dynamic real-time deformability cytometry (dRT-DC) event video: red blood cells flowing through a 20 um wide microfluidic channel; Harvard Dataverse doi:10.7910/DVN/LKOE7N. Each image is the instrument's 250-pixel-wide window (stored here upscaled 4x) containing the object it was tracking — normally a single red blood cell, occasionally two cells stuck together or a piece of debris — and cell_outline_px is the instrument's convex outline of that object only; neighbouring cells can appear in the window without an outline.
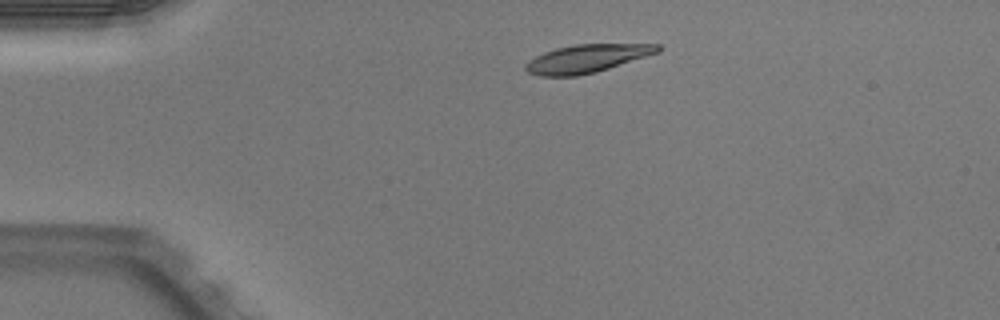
{"species": "Egyptian fruit bat (a non-hibernating species)", "species_latin": "Rousettus aegyptiacus", "temperature_condition": "warm", "stored_images_in_passage": 41, "camera_frame_rate_fps": 3000, "um_per_image_px": 0.085, "animal": {"sex": "male"}, "frame": {"image": 1, "passage_image": 1, "time_ms": 0.0, "image_size_px": [1000, 320], "cell_outline_px": [[660, 52], [596, 72], [576, 76], [540, 76], [528, 72], [524, 68], [524, 64], [528, 60], [544, 52], [556, 48], [576, 44], [660, 44]], "centroid_in_image_um": [49.86, 4.98], "position_along_channel_um": 35.1, "area_um2": 21.62}}
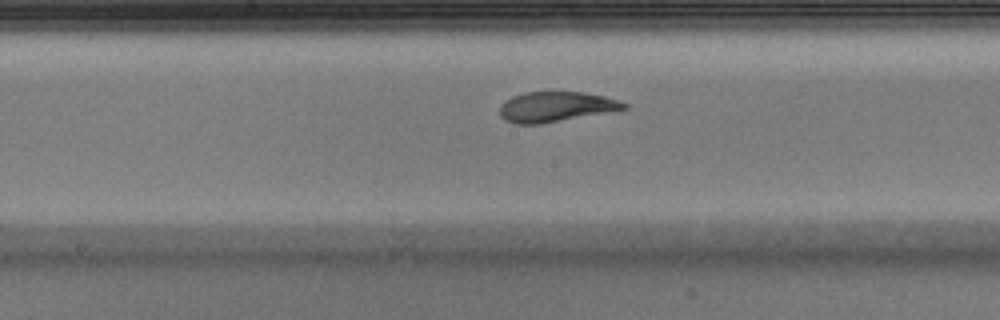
{"frame": {"image": 2, "passage_image": 17, "time_ms": 5.333, "image_size_px": [1000, 320], "cell_outline_px": [[628, 108], [540, 124], [516, 124], [504, 120], [500, 116], [500, 104], [504, 100], [512, 96], [524, 92], [580, 92], [604, 96], [628, 104]], "centroid_in_image_um": [47.17, 9.07], "position_along_channel_um": 201.0, "area_um2": 21.62}}
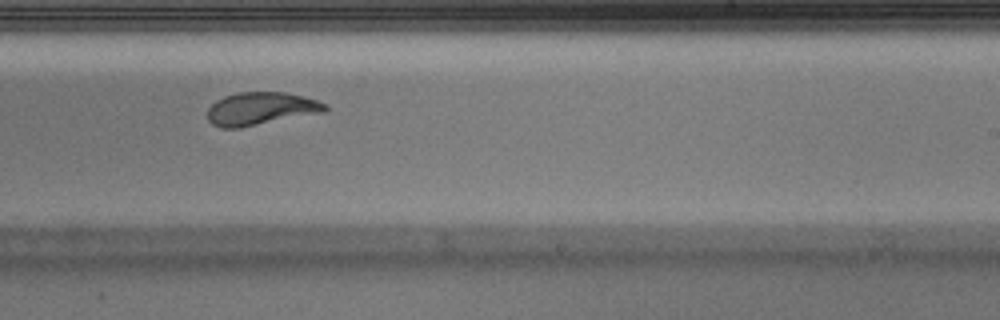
{"frame": {"image": 3, "passage_image": 22, "time_ms": 7.0, "image_size_px": [1000, 320], "cell_outline_px": [[328, 108], [324, 112], [240, 128], [220, 128], [212, 124], [208, 120], [208, 108], [216, 100], [224, 96], [236, 92], [284, 92], [316, 100], [328, 104]], "centroid_in_image_um": [22.14, 9.24], "position_along_channel_um": 266.9, "area_um2": 22.54}, "authors_computed_cell_mechanics": {"area_um2": 22.7154, "velocity_mm_per_s": 3.9742, "shape_relaxation_time_tau1_ms": 6.3918, "shape_relaxation_time_tau2_ms": 1.2621, "deformation_change_tau1": 0.2101, "deformation_change_tau2": 0.0578}}